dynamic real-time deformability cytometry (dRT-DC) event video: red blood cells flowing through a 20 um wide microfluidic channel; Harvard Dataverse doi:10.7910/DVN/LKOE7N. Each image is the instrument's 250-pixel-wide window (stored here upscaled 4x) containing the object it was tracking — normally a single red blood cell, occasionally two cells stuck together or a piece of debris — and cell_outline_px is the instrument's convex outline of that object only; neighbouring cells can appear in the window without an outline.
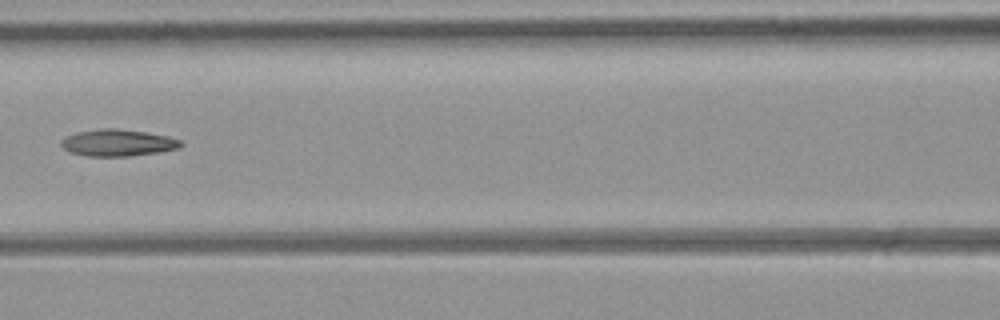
{"species": "common noctule bat (a hibernating species)", "species_latin": "Nyctalus noctula", "temperature_condition": "room temperature", "stored_images_in_passage": 9, "segment_of_instrument_passage": [1, 2], "camera_frame_rate_fps": 3000, "um_per_image_px": 0.085, "animal": {"sex": "female", "body_mass_g": 21.9}, "frame": {"image": 1, "passage_image": 6, "time_ms": 5.667, "image_size_px": [1000, 320], "cell_outline_px": [[184, 144], [180, 148], [160, 152], [132, 156], [88, 156], [72, 152], [64, 148], [60, 144], [60, 140], [76, 132], [100, 128], [116, 128], [144, 132], [168, 136], [180, 140]], "centroid_in_image_um": [10.04, 12.13], "position_along_channel_um": 156.6, "area_um2": 18.67}}
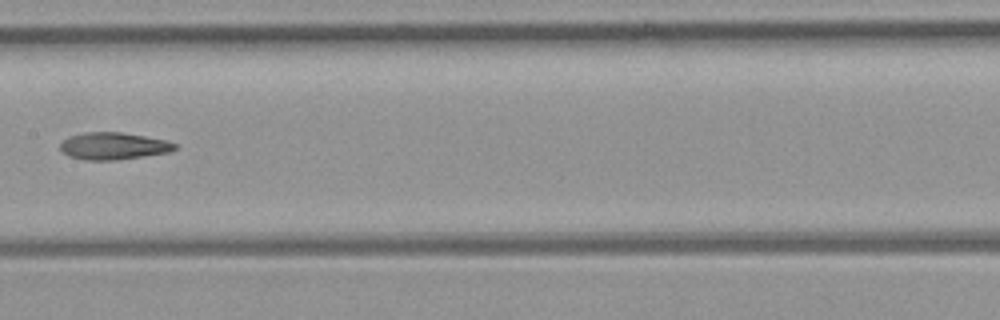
{"frame": {"image": 2, "passage_image": 7, "time_ms": 6.667, "image_size_px": [1000, 320], "cell_outline_px": [[176, 148], [168, 152], [144, 156], [116, 160], [84, 160], [68, 156], [60, 148], [60, 144], [68, 136], [84, 132], [120, 132], [168, 140], [176, 144]], "centroid_in_image_um": [9.62, 12.41], "position_along_channel_um": 197.8, "area_um2": 18.09}}
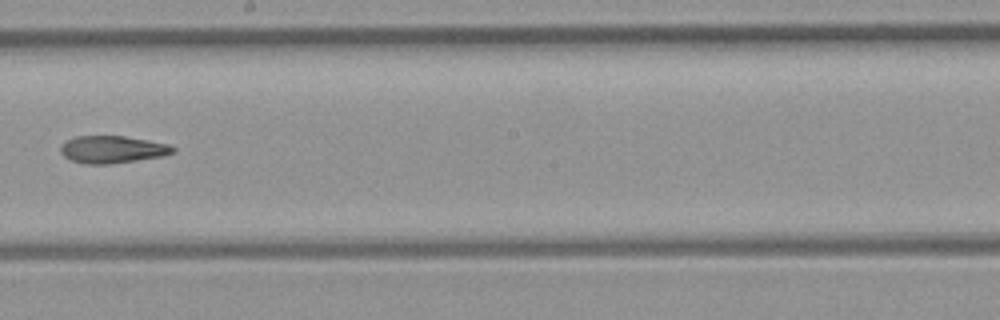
{"frame": {"image": 3, "passage_image": 8, "time_ms": 7.667, "image_size_px": [1000, 320], "cell_outline_px": [[176, 152], [164, 156], [108, 164], [84, 164], [72, 160], [64, 156], [60, 152], [60, 148], [68, 140], [76, 136], [124, 136], [168, 144], [176, 148]], "centroid_in_image_um": [9.58, 12.71], "position_along_channel_um": 238.6, "area_um2": 17.74}}